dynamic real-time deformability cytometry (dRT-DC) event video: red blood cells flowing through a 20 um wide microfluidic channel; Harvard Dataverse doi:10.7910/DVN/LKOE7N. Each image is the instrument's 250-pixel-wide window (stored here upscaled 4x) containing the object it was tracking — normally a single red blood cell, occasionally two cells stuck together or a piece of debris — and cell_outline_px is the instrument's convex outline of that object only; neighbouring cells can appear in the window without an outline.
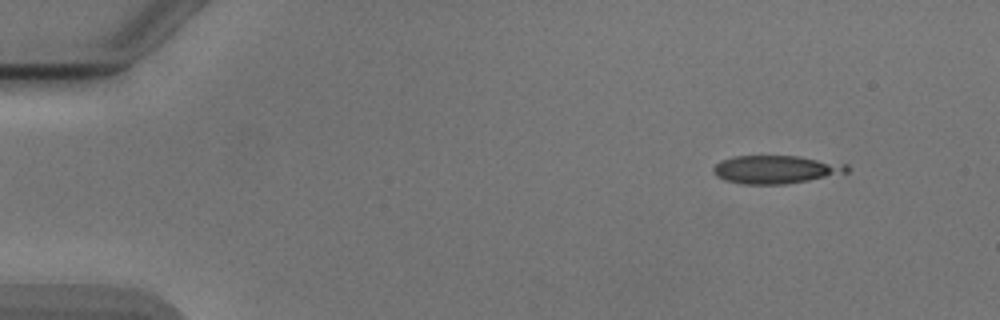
{"species": "Egyptian fruit bat (a non-hibernating species)", "species_latin": "Rousettus aegyptiacus", "temperature_condition": "cold", "stored_images_in_passage": 10, "camera_frame_rate_fps": 3000, "um_per_image_px": 0.085, "animal": {"sex": "male"}, "frame": {"image": 1, "passage_image": 6, "time_ms": 1.667, "image_size_px": [1000, 320], "cell_outline_px": [[852, 168], [848, 172], [808, 180], [784, 184], [744, 184], [724, 180], [716, 176], [712, 172], [712, 168], [720, 160], [732, 156], [800, 156], [848, 164]], "centroid_in_image_um": [65.93, 14.39], "position_along_channel_um": 19.1, "area_um2": 22.02}}